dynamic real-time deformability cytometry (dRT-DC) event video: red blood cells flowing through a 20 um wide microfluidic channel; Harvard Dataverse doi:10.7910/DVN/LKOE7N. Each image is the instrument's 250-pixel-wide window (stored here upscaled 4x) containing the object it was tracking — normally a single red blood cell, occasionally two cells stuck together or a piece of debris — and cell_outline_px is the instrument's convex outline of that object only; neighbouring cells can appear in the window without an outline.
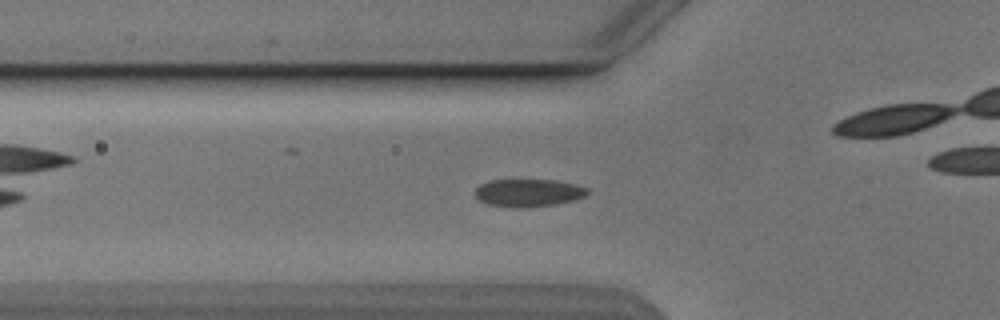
{"species": "Egyptian fruit bat (a non-hibernating species)", "species_latin": "Rousettus aegyptiacus", "temperature_condition": "cold", "stored_images_in_passage": 45, "camera_frame_rate_fps": 3000, "um_per_image_px": 0.085, "animal": {"sex": "male"}, "frame": {"image": 1, "passage_image": 10, "time_ms": 3.0, "image_size_px": [1000, 320], "cell_outline_px": [[588, 192], [584, 196], [576, 200], [556, 204], [512, 208], [488, 204], [480, 200], [476, 196], [476, 188], [480, 184], [488, 180], [556, 180], [576, 184], [588, 188]], "centroid_in_image_um": [44.92, 16.38], "position_along_channel_um": 80.9, "area_um2": 18.09}}
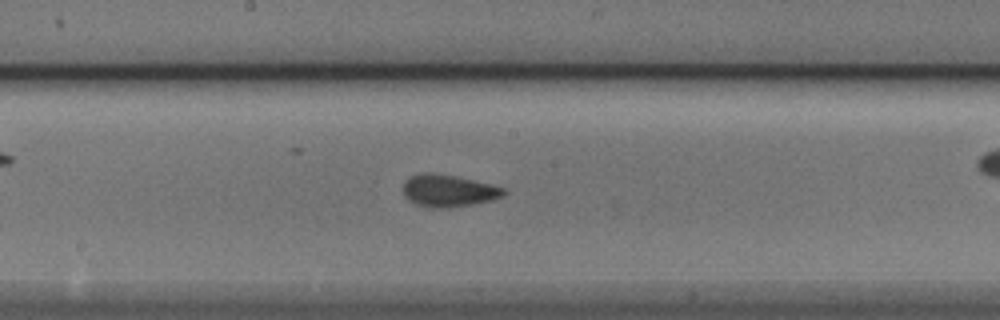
{"frame": {"image": 2, "passage_image": 20, "time_ms": 6.333, "image_size_px": [1000, 320], "cell_outline_px": [[508, 192], [504, 196], [492, 200], [472, 204], [448, 208], [428, 208], [408, 200], [404, 196], [404, 180], [408, 176], [424, 172], [432, 172], [456, 176], [492, 184], [504, 188]], "centroid_in_image_um": [38.12, 16.2], "position_along_channel_um": 210.1, "area_um2": 19.13}}
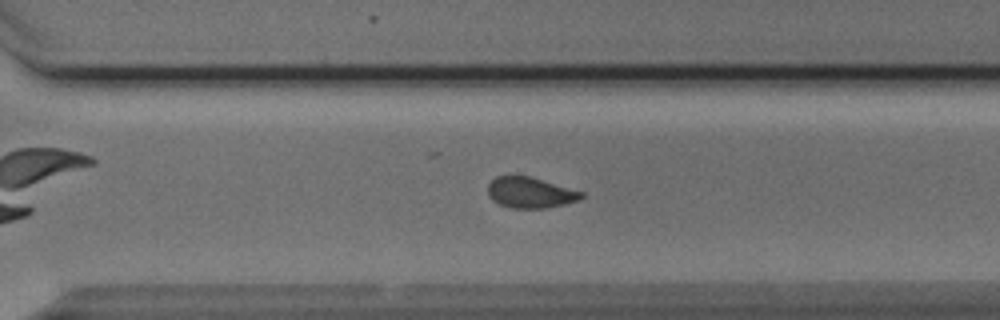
{"frame": {"image": 3, "passage_image": 29, "time_ms": 9.333, "image_size_px": [1000, 320], "cell_outline_px": [[584, 196], [580, 200], [548, 208], [508, 208], [492, 200], [488, 196], [488, 184], [496, 176], [528, 176], [584, 192]], "centroid_in_image_um": [45.07, 16.38], "position_along_channel_um": 325.5, "area_um2": 16.76}, "authors_computed_cell_mechanics": {"area_um2": 17.8602, "velocity_mm_per_s": 3.8633, "shape_relaxation_time_tau1_ms": 5.1345, "shape_relaxation_time_tau2_ms": 1.1113, "deformation_change_tau1": 0.1247, "deformation_change_tau2": 0.0511}}